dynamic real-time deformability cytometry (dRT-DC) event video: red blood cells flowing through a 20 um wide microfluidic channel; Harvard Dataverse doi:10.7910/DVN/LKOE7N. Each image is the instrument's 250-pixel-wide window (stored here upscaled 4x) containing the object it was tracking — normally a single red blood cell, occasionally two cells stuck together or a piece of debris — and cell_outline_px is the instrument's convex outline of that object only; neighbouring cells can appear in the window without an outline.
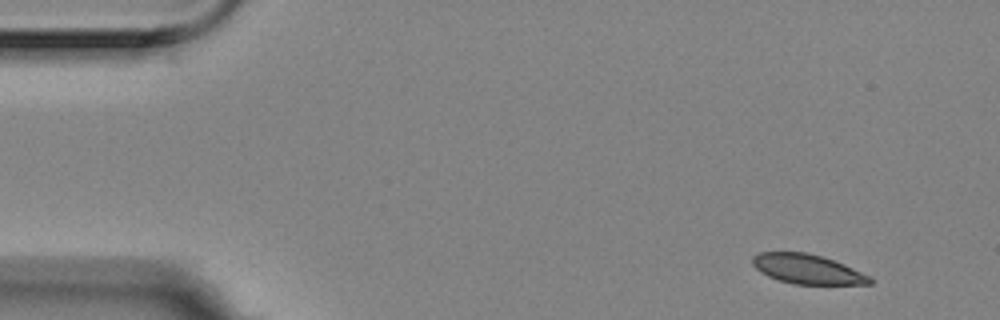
{"species": "Egyptian fruit bat (a non-hibernating species)", "species_latin": "Rousettus aegyptiacus", "temperature_condition": "room temperature", "stored_images_in_passage": 4, "segment_of_instrument_passage": [1, 2], "camera_frame_rate_fps": 3000, "um_per_image_px": 0.085, "animal": {"sex": "female"}, "frame": {"image": 1, "passage_image": 1, "time_ms": 0.0, "image_size_px": [1000, 320], "cell_outline_px": [[876, 280], [872, 284], [792, 284], [768, 276], [760, 272], [752, 264], [752, 256], [760, 252], [808, 252], [824, 256], [844, 264], [872, 276]], "centroid_in_image_um": [68.67, 22.87], "position_along_channel_um": 16.3, "area_um2": 20.52}}